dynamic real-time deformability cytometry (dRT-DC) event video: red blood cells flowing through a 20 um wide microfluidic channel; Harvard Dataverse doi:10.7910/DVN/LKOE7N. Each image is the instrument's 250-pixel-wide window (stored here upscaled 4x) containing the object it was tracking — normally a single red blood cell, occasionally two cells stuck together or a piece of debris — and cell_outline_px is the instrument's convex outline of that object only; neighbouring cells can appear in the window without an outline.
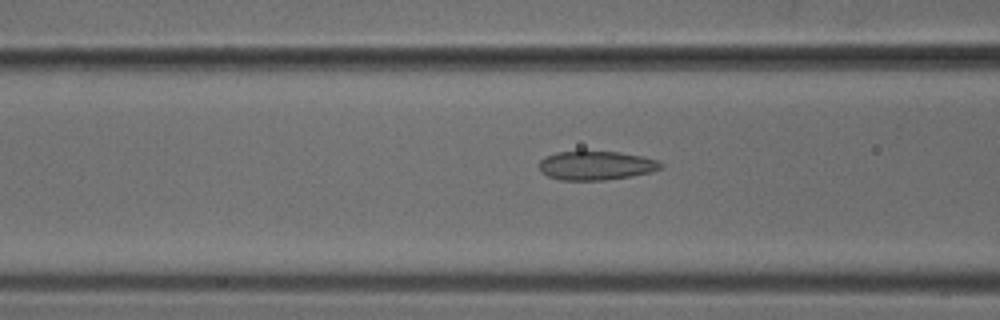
{"species": "common noctule bat (a hibernating species)", "species_latin": "Nyctalus noctula", "temperature_condition": "cold", "stored_images_in_passage": 51, "camera_frame_rate_fps": 3000, "um_per_image_px": 0.085, "animal": {"sex": "male", "body_mass_g": 18.8}, "frame": {"image": 1, "passage_image": 20, "time_ms": 6.333, "image_size_px": [1000, 320], "cell_outline_px": [[664, 164], [660, 168], [652, 172], [632, 176], [604, 180], [560, 180], [548, 176], [540, 172], [540, 160], [544, 156], [556, 152], [620, 152], [644, 156], [660, 160]], "centroid_in_image_um": [50.69, 14.07], "position_along_channel_um": 115.9, "area_um2": 20.63}}
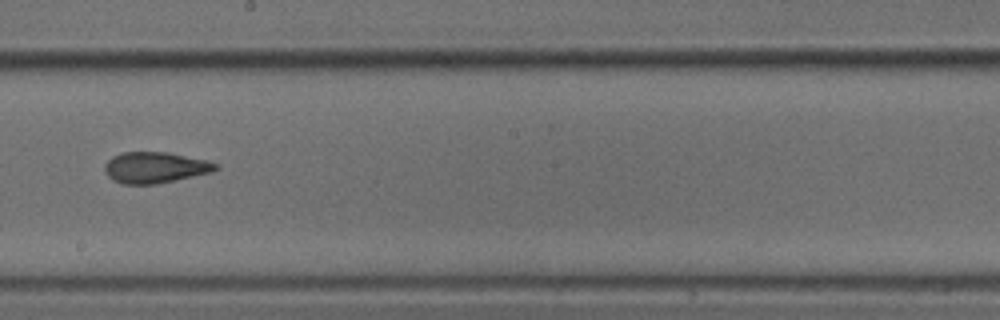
{"frame": {"image": 2, "passage_image": 29, "time_ms": 9.333, "image_size_px": [1000, 320], "cell_outline_px": [[220, 168], [212, 172], [156, 184], [124, 184], [112, 180], [104, 172], [104, 164], [112, 156], [120, 152], [168, 152], [208, 160], [220, 164]], "centroid_in_image_um": [13.19, 14.23], "position_along_channel_um": 235.0, "area_um2": 20.35}}
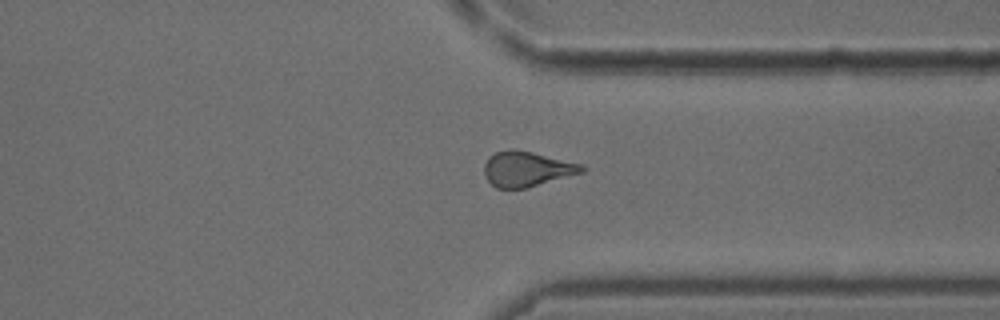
{"frame": {"image": 3, "passage_image": 39, "time_ms": 12.667, "image_size_px": [1000, 320], "cell_outline_px": [[588, 168], [584, 172], [524, 188], [496, 188], [488, 180], [484, 172], [484, 164], [488, 156], [496, 152], [512, 148], [516, 148], [584, 164]], "centroid_in_image_um": [44.8, 14.33], "position_along_channel_um": 366.6, "area_um2": 20.11}}